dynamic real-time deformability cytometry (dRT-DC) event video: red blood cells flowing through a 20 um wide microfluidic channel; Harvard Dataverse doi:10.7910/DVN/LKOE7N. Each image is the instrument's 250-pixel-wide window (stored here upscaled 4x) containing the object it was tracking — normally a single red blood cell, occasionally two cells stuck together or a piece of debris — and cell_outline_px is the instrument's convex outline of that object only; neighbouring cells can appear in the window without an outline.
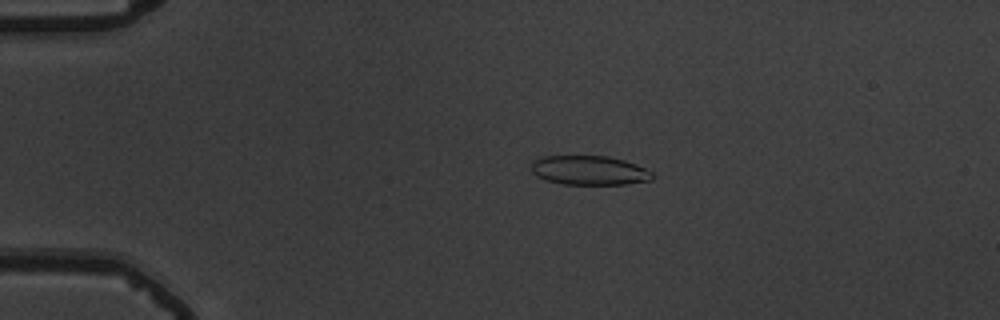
{"species": "common noctule bat (a hibernating species)", "species_latin": "Nyctalus noctula", "temperature_condition": "warm", "stored_images_in_passage": 56, "camera_frame_rate_fps": 3000, "um_per_image_px": 0.085, "animal": {"sex": "male", "body_mass_g": 19.5, "forearm_length_mm": 54.6}, "frame": {"image": 1, "passage_image": 13, "time_ms": 4.0, "image_size_px": [1000, 320], "cell_outline_px": [[656, 176], [652, 180], [628, 184], [564, 184], [544, 180], [536, 176], [532, 172], [532, 160], [544, 156], [608, 156], [624, 160], [636, 164], [652, 172]], "centroid_in_image_um": [50.1, 14.48], "position_along_channel_um": 34.9, "area_um2": 20.81}}
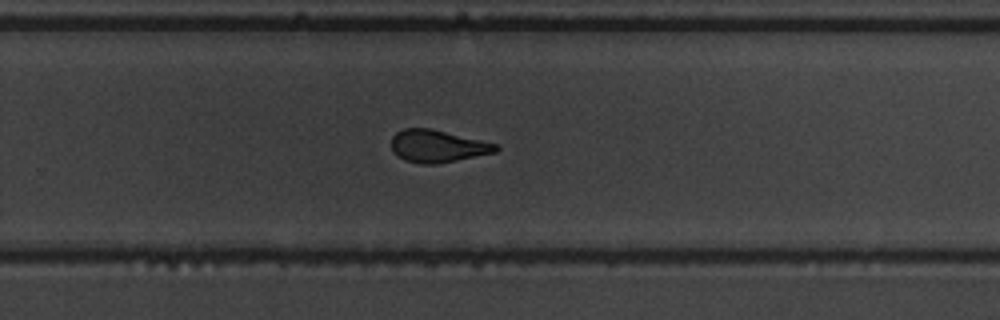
{"frame": {"image": 2, "passage_image": 38, "time_ms": 12.333, "image_size_px": [1000, 320], "cell_outline_px": [[500, 148], [496, 152], [456, 160], [432, 164], [420, 164], [404, 160], [392, 152], [392, 136], [396, 132], [404, 128], [428, 128], [480, 140], [496, 144]], "centroid_in_image_um": [37.14, 12.42], "position_along_channel_um": 292.7, "area_um2": 19.42}}
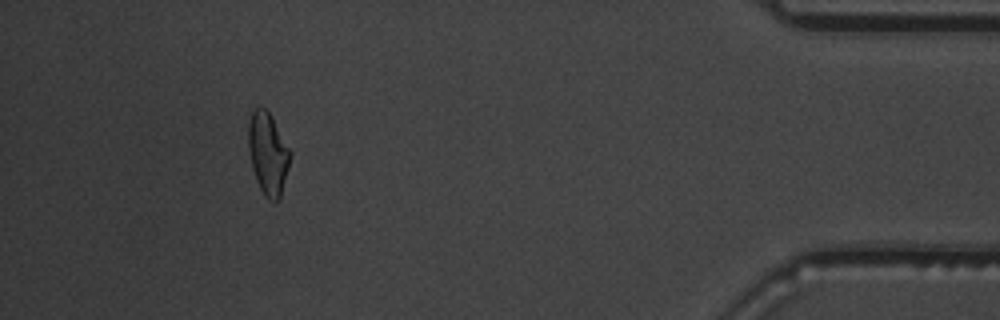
{"frame": {"image": 3, "passage_image": 52, "time_ms": 17.0, "image_size_px": [1000, 320], "cell_outline_px": [[292, 152], [288, 168], [280, 196], [276, 200], [268, 200], [264, 196], [256, 180], [252, 168], [248, 148], [248, 124], [252, 112], [260, 104], [272, 116]], "centroid_in_image_um": [22.77, 13.01], "position_along_channel_um": 412.4, "area_um2": 20.06}, "authors_computed_cell_mechanics": {"area_um2": 20.7502, "velocity_mm_per_s": 3.7056, "shape_relaxation_time_tau1_ms": 8.6348, "shape_relaxation_time_tau2_ms": 1.9629, "deformation_change_tau1": 0.2013, "deformation_change_tau2": 0.0939}}